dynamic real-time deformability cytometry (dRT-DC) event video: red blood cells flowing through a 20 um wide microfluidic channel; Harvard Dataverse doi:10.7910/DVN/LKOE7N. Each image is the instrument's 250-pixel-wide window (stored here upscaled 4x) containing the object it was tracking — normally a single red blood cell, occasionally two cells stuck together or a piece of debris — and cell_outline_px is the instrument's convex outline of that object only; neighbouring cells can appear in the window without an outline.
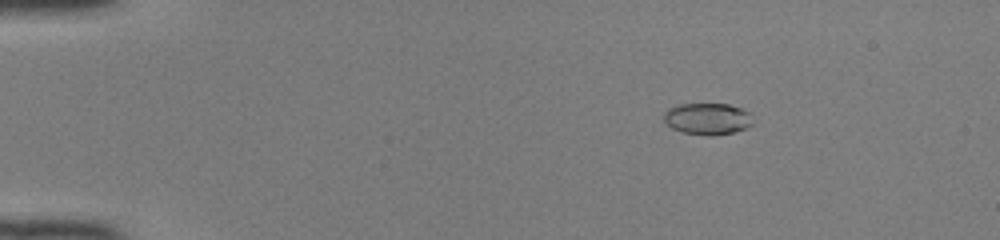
{"species": "common noctule bat (a hibernating species)", "species_latin": "Nyctalus noctula", "temperature_condition": "room temperature", "stored_images_in_passage": 46, "camera_frame_rate_fps": 3000, "um_per_image_px": 0.085, "animal": {"sex": "female", "body_mass_g": 22.0, "forearm_length_mm": 56.7}, "frame": {"image": 1, "passage_image": 5, "time_ms": 1.333, "image_size_px": [1000, 240], "cell_outline_px": [[756, 120], [748, 128], [732, 132], [712, 136], [708, 136], [680, 132], [672, 128], [664, 120], [664, 112], [668, 108], [680, 104], [728, 104], [740, 108], [748, 112]], "centroid_in_image_um": [60.16, 10.1], "position_along_channel_um": 24.8, "area_um2": 16.59}}
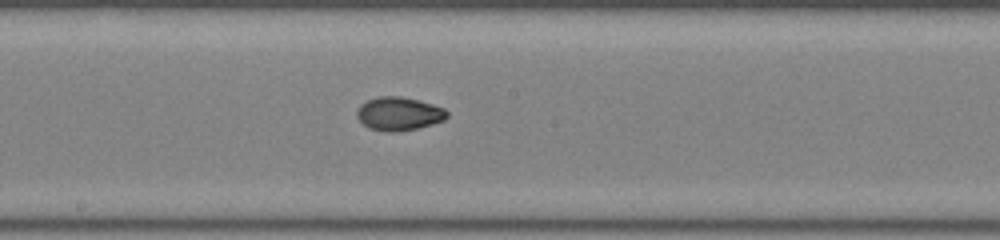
{"frame": {"image": 2, "passage_image": 25, "time_ms": 8.0, "image_size_px": [1000, 240], "cell_outline_px": [[448, 116], [444, 120], [432, 124], [416, 128], [396, 132], [388, 132], [368, 128], [356, 116], [356, 112], [360, 104], [368, 100], [380, 96], [400, 96], [432, 104], [444, 108], [448, 112]], "centroid_in_image_um": [33.89, 9.67], "position_along_channel_um": 214.3, "area_um2": 17.46}}
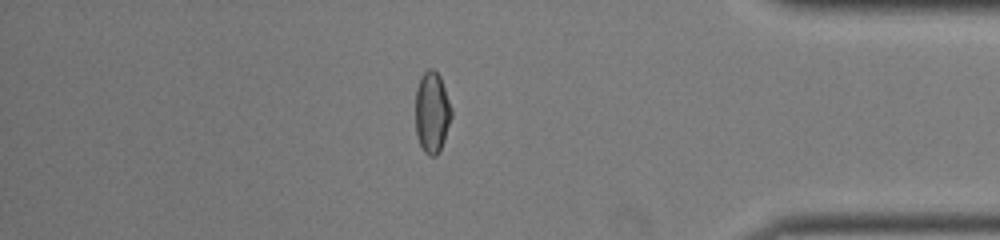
{"frame": {"image": 3, "passage_image": 40, "time_ms": 13.0, "image_size_px": [1000, 240], "cell_outline_px": [[452, 116], [440, 152], [436, 156], [428, 156], [424, 152], [420, 144], [416, 132], [416, 88], [420, 76], [428, 68], [432, 68], [440, 76], [452, 108]], "centroid_in_image_um": [36.72, 9.55], "position_along_channel_um": 398.5, "area_um2": 17.17}, "authors_computed_cell_mechanics": {"area_um2": 16.8776, "velocity_mm_per_s": 4.1711, "shape_relaxation_time_tau1_ms": 10.7313, "shape_relaxation_time_tau2_ms": 1.3991, "deformation_change_tau1": 0.3083, "deformation_change_tau2": 0.0432}}